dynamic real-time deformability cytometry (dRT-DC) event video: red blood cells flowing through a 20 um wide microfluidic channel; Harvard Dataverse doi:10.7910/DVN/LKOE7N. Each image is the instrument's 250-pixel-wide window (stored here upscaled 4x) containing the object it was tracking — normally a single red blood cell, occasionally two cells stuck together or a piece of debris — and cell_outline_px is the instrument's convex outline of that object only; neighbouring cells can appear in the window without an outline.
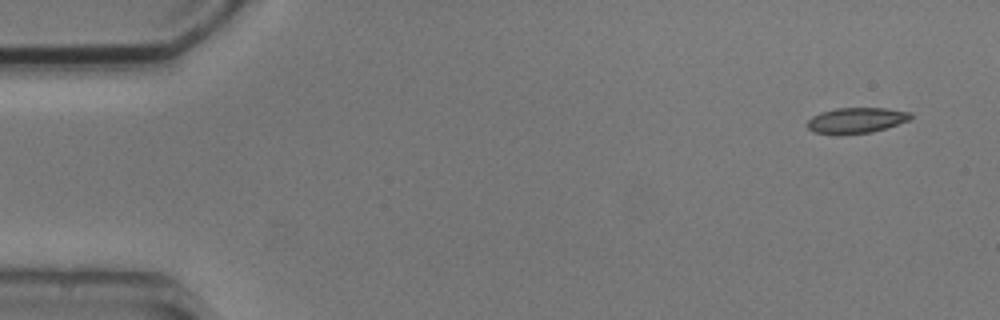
{"species": "common noctule bat (a hibernating species)", "species_latin": "Nyctalus noctula", "temperature_condition": "cold", "stored_images_in_passage": 4, "camera_frame_rate_fps": 3000, "um_per_image_px": 0.085, "animal": {"sex": "male", "body_mass_g": 20.5, "forearm_length_mm": 52.5}, "frame": {"image": 1, "passage_image": 1, "time_ms": 0.0, "image_size_px": [1000, 320], "cell_outline_px": [[912, 116], [908, 120], [872, 132], [836, 136], [812, 132], [808, 128], [808, 120], [812, 116], [820, 112], [836, 108], [888, 108], [912, 112]], "centroid_in_image_um": [72.73, 10.24], "position_along_channel_um": 12.3, "area_um2": 15.66}}
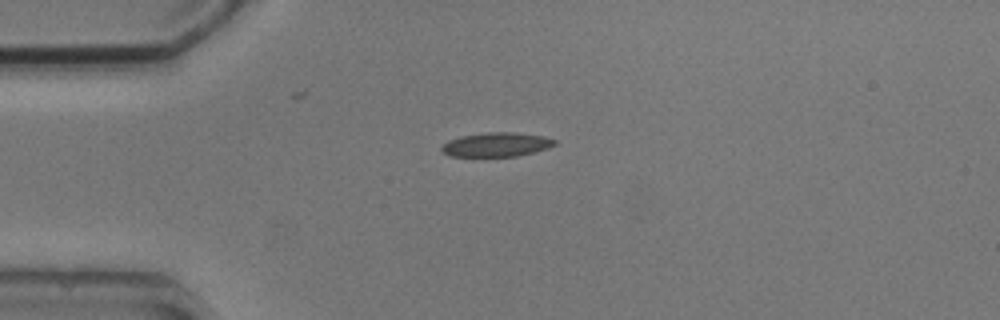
{"frame": {"image": 2, "passage_image": 4, "time_ms": 3.333, "image_size_px": [1000, 320], "cell_outline_px": [[556, 144], [548, 148], [516, 156], [448, 156], [440, 148], [448, 140], [460, 136], [488, 132], [512, 132], [544, 136], [556, 140]], "centroid_in_image_um": [42.19, 12.28], "position_along_channel_um": 42.8, "area_um2": 15.78}}